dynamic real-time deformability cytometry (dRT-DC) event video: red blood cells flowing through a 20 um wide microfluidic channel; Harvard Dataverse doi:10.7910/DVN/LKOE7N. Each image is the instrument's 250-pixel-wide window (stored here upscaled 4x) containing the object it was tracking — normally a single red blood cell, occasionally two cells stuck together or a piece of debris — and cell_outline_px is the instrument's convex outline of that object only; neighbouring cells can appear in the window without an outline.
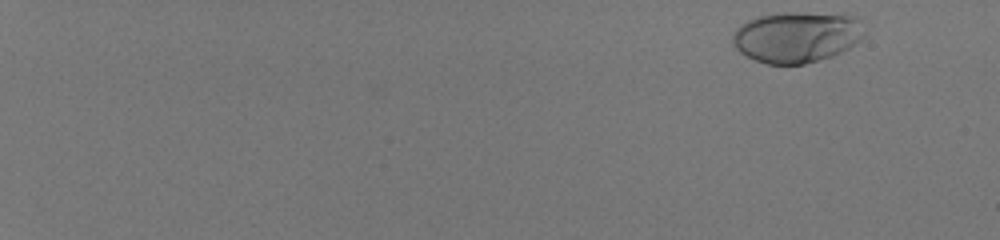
{"species": "human", "species_latin": "Homo sapiens", "temperature_condition": "room temperature", "stored_images_in_passage": 54, "camera_frame_rate_fps": 3000, "um_per_image_px": 0.085, "donor": {"sex": "male"}, "frame": {"image": 1, "passage_image": 2, "time_ms": 0.333, "image_size_px": [1000, 240], "cell_outline_px": [[864, 36], [856, 44], [832, 56], [804, 64], [768, 64], [756, 60], [740, 52], [732, 44], [732, 32], [740, 24], [748, 20], [760, 16], [784, 12], [792, 12], [856, 16]], "centroid_in_image_um": [67.67, 3.15], "position_along_channel_um": 17.3, "area_um2": 38.84}}
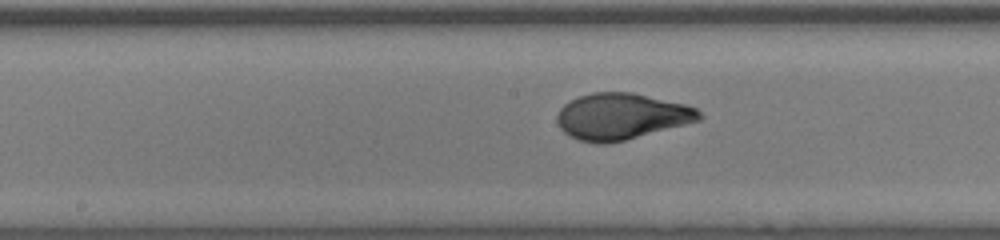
{"frame": {"image": 2, "passage_image": 33, "time_ms": 10.667, "image_size_px": [1000, 240], "cell_outline_px": [[704, 116], [700, 120], [624, 140], [604, 144], [596, 144], [580, 140], [568, 136], [560, 128], [556, 120], [556, 116], [560, 108], [564, 104], [580, 96], [592, 92], [632, 92], [684, 104], [696, 108]], "centroid_in_image_um": [52.78, 9.89], "position_along_channel_um": 195.4, "area_um2": 38.15}}
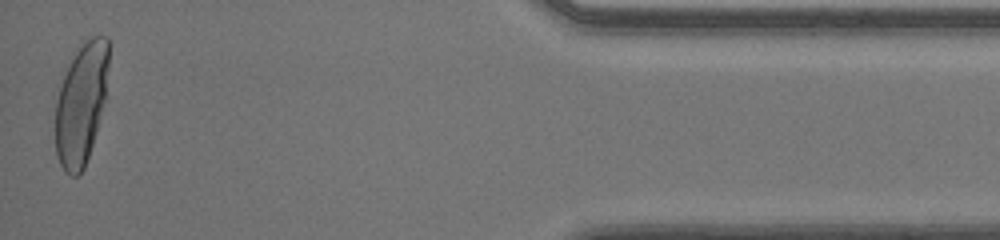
{"frame": {"image": 3, "passage_image": 54, "time_ms": 17.667, "image_size_px": [1000, 240], "cell_outline_px": [[108, 64], [104, 100], [96, 132], [84, 168], [76, 176], [72, 176], [64, 172], [56, 156], [52, 96], [60, 72], [76, 52], [92, 36], [108, 36]], "centroid_in_image_um": [6.78, 8.81], "position_along_channel_um": 428.4, "area_um2": 39.02}, "authors_computed_cell_mechanics": {"area_um2": 38.0324, "velocity_mm_per_s": 4.0341, "shape_relaxation_time_tau1_ms": 5.6189, "shape_relaxation_time_tau2_ms": null, "deformation_change_tau1": 0.2578, "deformation_change_tau2": null}}